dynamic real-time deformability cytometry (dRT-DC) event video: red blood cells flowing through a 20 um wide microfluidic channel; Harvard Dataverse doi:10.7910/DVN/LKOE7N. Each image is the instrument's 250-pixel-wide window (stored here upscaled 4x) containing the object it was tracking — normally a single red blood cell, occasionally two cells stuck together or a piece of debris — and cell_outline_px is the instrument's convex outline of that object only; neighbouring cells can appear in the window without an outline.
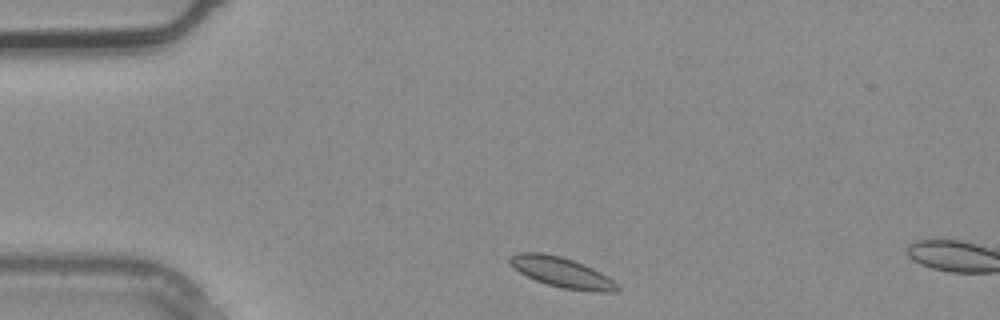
{"species": "common noctule bat (a hibernating species)", "species_latin": "Nyctalus noctula", "temperature_condition": "warm", "stored_images_in_passage": 2, "camera_frame_rate_fps": 3000, "um_per_image_px": 0.085, "animal": {"sex": "male", "body_mass_g": 20.4}, "frame": {"image": 1, "passage_image": 1, "time_ms": 0.0, "image_size_px": [1000, 320], "cell_outline_px": [[620, 288], [616, 292], [592, 292], [564, 288], [548, 284], [536, 280], [520, 272], [508, 260], [516, 252], [544, 252], [560, 256], [584, 264], [608, 276]], "centroid_in_image_um": [47.78, 23.14], "position_along_channel_um": 37.2, "area_um2": 18.67}}